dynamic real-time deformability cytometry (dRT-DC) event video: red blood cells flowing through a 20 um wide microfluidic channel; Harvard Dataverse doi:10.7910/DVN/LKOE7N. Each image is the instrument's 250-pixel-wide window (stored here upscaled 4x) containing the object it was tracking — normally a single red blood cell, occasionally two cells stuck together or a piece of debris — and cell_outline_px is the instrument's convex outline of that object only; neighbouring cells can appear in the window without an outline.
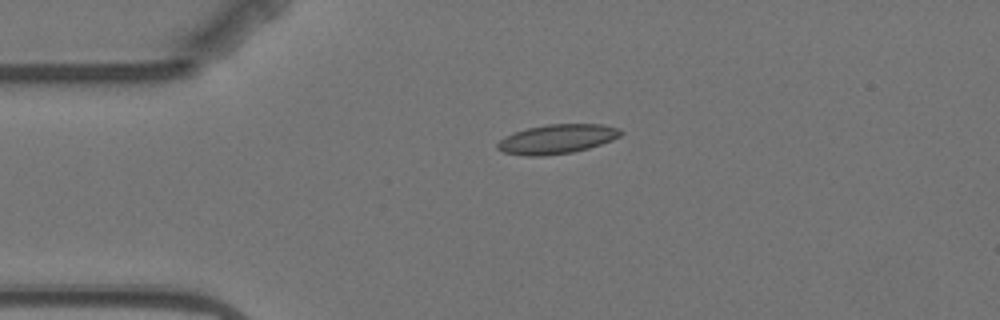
{"species": "Egyptian fruit bat (a non-hibernating species)", "species_latin": "Rousettus aegyptiacus", "temperature_condition": "warm", "stored_images_in_passage": 4, "camera_frame_rate_fps": 3000, "um_per_image_px": 0.085, "animal": {"sex": "female"}, "frame": {"image": 1, "passage_image": 2, "time_ms": 2.667, "image_size_px": [1000, 320], "cell_outline_px": [[624, 132], [620, 136], [612, 140], [588, 148], [572, 152], [544, 156], [528, 156], [504, 152], [496, 148], [496, 144], [504, 136], [528, 128], [548, 124], [600, 124], [620, 128]], "centroid_in_image_um": [47.35, 11.81], "position_along_channel_um": 37.6, "area_um2": 20.98}}